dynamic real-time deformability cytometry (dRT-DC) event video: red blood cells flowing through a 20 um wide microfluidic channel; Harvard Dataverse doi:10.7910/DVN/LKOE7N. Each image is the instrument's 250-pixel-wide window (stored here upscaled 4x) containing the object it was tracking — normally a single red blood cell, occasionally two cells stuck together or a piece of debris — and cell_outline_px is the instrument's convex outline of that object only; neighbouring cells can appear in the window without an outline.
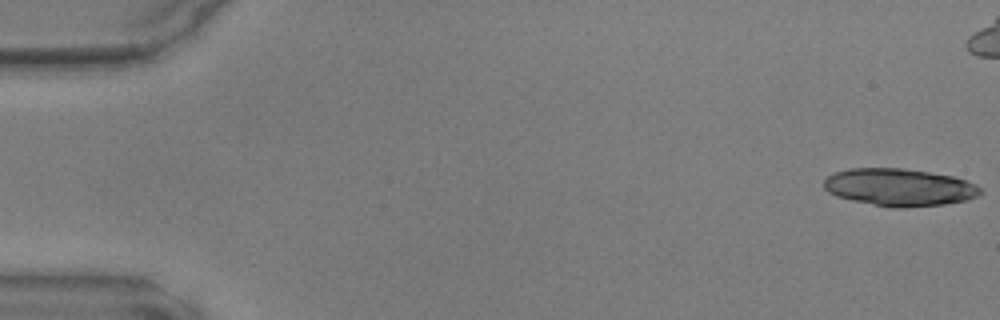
{"species": "common noctule bat (a hibernating species)", "species_latin": "Nyctalus noctula", "temperature_condition": "warm", "stored_images_in_passage": 29, "camera_frame_rate_fps": 3000, "um_per_image_px": 0.085, "animal": {"sex": "male", "body_mass_g": 17.9, "forearm_length_mm": 54.2}, "frame": {"image": 1, "passage_image": 1, "time_ms": 0.0, "image_size_px": [1000, 320], "cell_outline_px": [[984, 192], [968, 200], [944, 204], [904, 208], [892, 208], [852, 200], [836, 196], [828, 192], [824, 188], [824, 180], [828, 176], [836, 172], [848, 168], [904, 168], [952, 176], [976, 184]], "centroid_in_image_um": [76.44, 15.92], "position_along_channel_um": 8.6, "area_um2": 34.16}}